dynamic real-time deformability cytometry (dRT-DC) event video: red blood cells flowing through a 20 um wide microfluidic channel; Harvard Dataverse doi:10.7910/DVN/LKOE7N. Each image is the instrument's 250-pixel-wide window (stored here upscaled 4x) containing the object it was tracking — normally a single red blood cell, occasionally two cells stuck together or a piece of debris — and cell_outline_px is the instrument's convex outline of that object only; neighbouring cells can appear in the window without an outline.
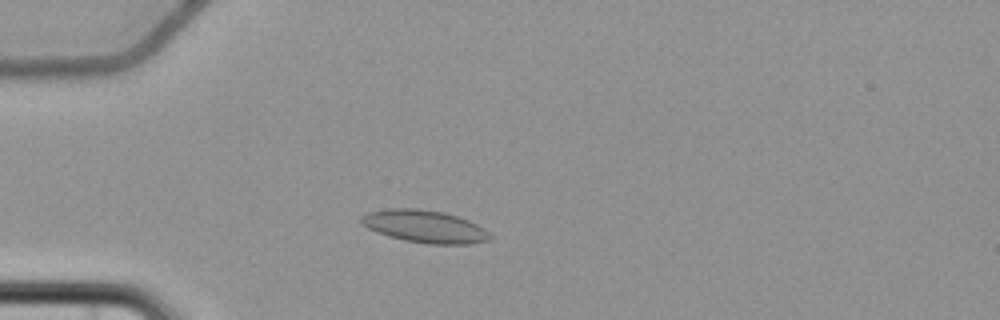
{"species": "common noctule bat (a hibernating species)", "species_latin": "Nyctalus noctula", "temperature_condition": "cold", "stored_images_in_passage": 5, "camera_frame_rate_fps": 3000, "um_per_image_px": 0.085, "animal": {"sex": "female", "body_mass_g": 22.7, "forearm_length_mm": 54.2}, "frame": {"image": 1, "passage_image": 4, "time_ms": 3.667, "image_size_px": [1000, 320], "cell_outline_px": [[492, 236], [488, 240], [468, 244], [428, 244], [404, 240], [388, 236], [376, 232], [360, 224], [360, 216], [368, 212], [388, 208], [420, 208], [444, 212], [468, 220], [484, 228]], "centroid_in_image_um": [36.05, 19.24], "position_along_channel_um": 48.9, "area_um2": 24.51}}